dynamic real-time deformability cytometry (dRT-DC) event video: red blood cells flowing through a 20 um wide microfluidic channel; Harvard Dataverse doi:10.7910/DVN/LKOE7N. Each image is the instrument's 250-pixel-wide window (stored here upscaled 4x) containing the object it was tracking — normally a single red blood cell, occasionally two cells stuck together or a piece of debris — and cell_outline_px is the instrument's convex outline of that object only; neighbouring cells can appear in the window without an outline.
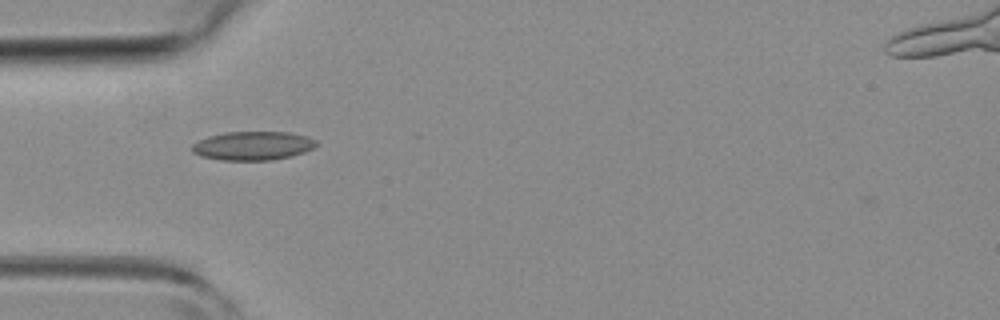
{"species": "common noctule bat (a hibernating species)", "species_latin": "Nyctalus noctula", "temperature_condition": "room temperature", "stored_images_in_passage": 33, "camera_frame_rate_fps": 3000, "um_per_image_px": 0.085, "animal": {"sex": "female", "body_mass_g": 19.3, "forearm_length_mm": 54.1}, "frame": {"image": 1, "passage_image": 1, "time_ms": 0.0, "image_size_px": [1000, 320], "cell_outline_px": [[320, 144], [304, 152], [292, 156], [272, 160], [220, 160], [200, 156], [192, 152], [192, 144], [208, 136], [224, 132], [288, 132], [308, 136], [316, 140]], "centroid_in_image_um": [21.51, 12.39], "position_along_channel_um": 63.5, "area_um2": 20.98}}
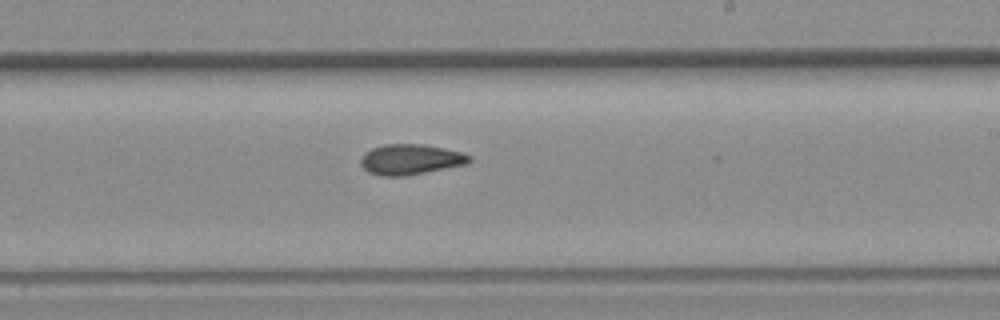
{"frame": {"image": 2, "passage_image": 14, "time_ms": 4.333, "image_size_px": [1000, 320], "cell_outline_px": [[472, 160], [468, 164], [404, 176], [380, 176], [368, 172], [360, 164], [360, 160], [364, 152], [372, 148], [384, 144], [424, 144], [444, 148], [460, 152], [472, 156]], "centroid_in_image_um": [34.89, 13.55], "position_along_channel_um": 254.1, "area_um2": 19.36}}
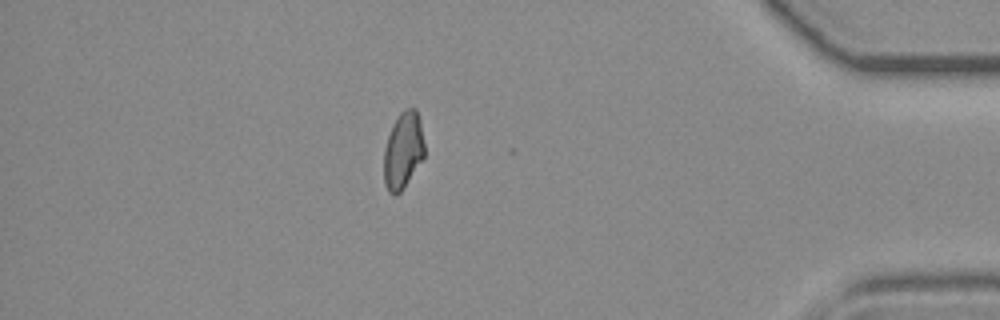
{"frame": {"image": 3, "passage_image": 27, "time_ms": 8.667, "image_size_px": [1000, 320], "cell_outline_px": [[424, 156], [400, 192], [396, 196], [388, 192], [384, 184], [384, 148], [392, 124], [400, 112], [404, 108], [416, 108], [420, 120], [424, 144]], "centroid_in_image_um": [34.25, 12.77], "position_along_channel_um": 401.0, "area_um2": 18.09}, "authors_computed_cell_mechanics": {"area_um2": 18.7272, "velocity_mm_per_s": 4.4177, "shape_relaxation_time_tau1_ms": null, "shape_relaxation_time_tau2_ms": 4.9952, "deformation_change_tau1": null, "deformation_change_tau2": 0.1005}}